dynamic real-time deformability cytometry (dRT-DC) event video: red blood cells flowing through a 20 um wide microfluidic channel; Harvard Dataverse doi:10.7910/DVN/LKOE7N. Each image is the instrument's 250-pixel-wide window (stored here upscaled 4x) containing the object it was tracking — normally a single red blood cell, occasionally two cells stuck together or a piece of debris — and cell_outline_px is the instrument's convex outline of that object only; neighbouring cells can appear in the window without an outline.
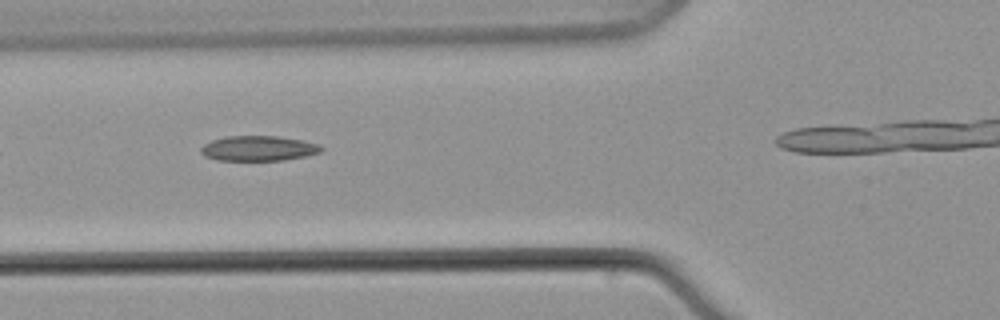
{"species": "common noctule bat (a hibernating species)", "species_latin": "Nyctalus noctula", "temperature_condition": "warm", "stored_images_in_passage": 10, "camera_frame_rate_fps": 3000, "um_per_image_px": 0.085, "animal": {"sex": "male", "body_mass_g": 21.5, "forearm_length_mm": 52.0}, "frame": {"image": 1, "passage_image": 4, "time_ms": 3.667, "image_size_px": [1000, 320], "cell_outline_px": [[324, 148], [320, 152], [304, 156], [284, 160], [216, 160], [204, 156], [200, 152], [200, 148], [204, 144], [212, 140], [228, 136], [276, 136], [304, 140], [320, 144]], "centroid_in_image_um": [21.97, 12.61], "position_along_channel_um": 103.8, "area_um2": 17.63}}